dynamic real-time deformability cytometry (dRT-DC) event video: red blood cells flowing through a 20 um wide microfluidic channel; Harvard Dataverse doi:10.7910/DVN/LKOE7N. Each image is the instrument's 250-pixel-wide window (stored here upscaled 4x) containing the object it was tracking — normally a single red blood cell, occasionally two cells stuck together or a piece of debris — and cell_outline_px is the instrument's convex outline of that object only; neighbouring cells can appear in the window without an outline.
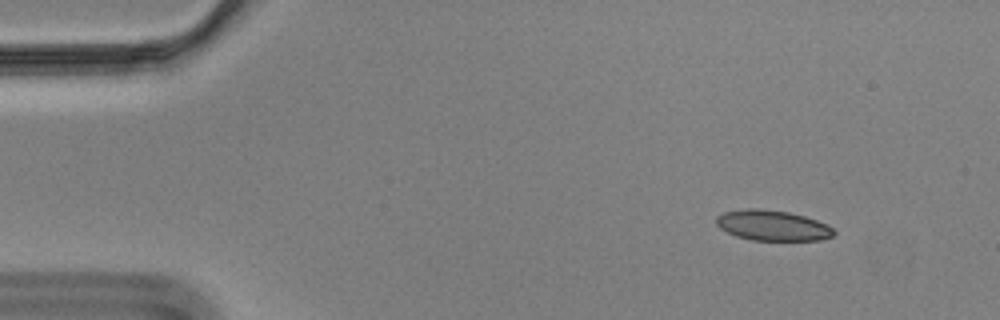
{"species": "Egyptian fruit bat (a non-hibernating species)", "species_latin": "Rousettus aegyptiacus", "temperature_condition": "cold", "stored_images_in_passage": 57, "camera_frame_rate_fps": 3000, "um_per_image_px": 0.085, "animal": {"sex": "male"}, "frame": {"image": 1, "passage_image": 6, "time_ms": 1.667, "image_size_px": [1000, 320], "cell_outline_px": [[836, 232], [832, 236], [820, 240], [752, 240], [736, 236], [720, 228], [716, 224], [716, 216], [724, 212], [748, 208], [756, 208], [788, 212], [804, 216], [816, 220], [832, 228]], "centroid_in_image_um": [65.63, 19.16], "position_along_channel_um": 19.4, "area_um2": 20.63}}
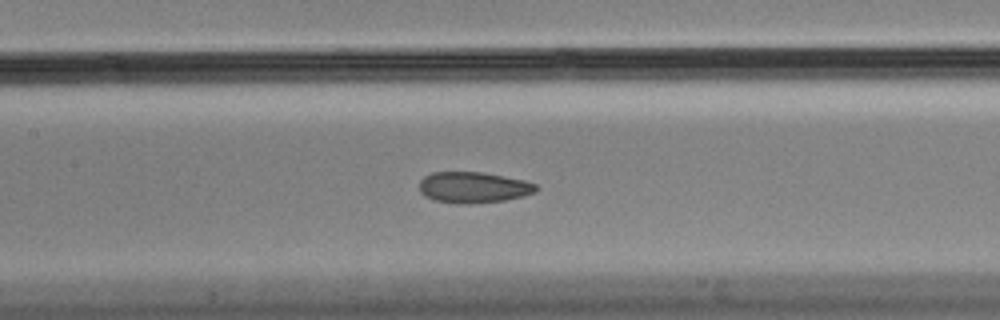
{"frame": {"image": 2, "passage_image": 26, "time_ms": 8.333, "image_size_px": [1000, 320], "cell_outline_px": [[540, 188], [536, 192], [524, 196], [504, 200], [472, 204], [464, 204], [432, 200], [424, 196], [420, 192], [420, 180], [424, 176], [432, 172], [484, 172], [524, 180], [536, 184]], "centroid_in_image_um": [40.25, 15.93], "position_along_channel_um": 167.1, "area_um2": 21.33}}
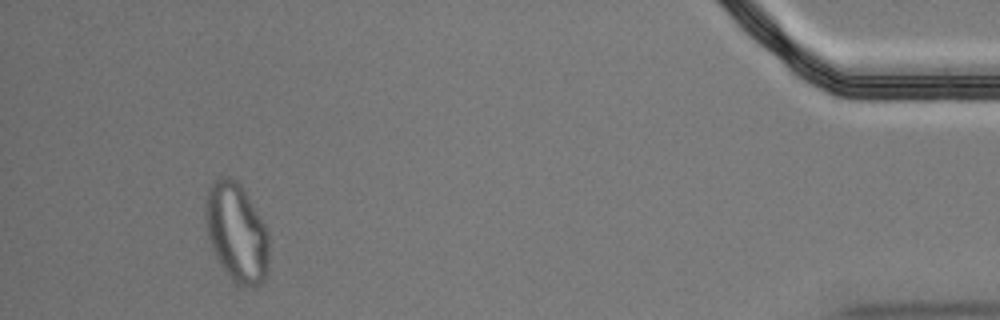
{"frame": {"image": 3, "passage_image": 53, "time_ms": 17.333, "image_size_px": [1000, 320], "cell_outline_px": [[268, 268], [264, 280], [260, 284], [252, 288], [244, 288], [236, 284], [228, 276], [216, 256], [212, 248], [208, 236], [204, 216], [204, 204], [208, 188], [220, 176], [228, 176], [236, 180], [240, 184], [264, 224], [268, 232]], "centroid_in_image_um": [20.1, 19.79], "position_along_channel_um": 415.1, "area_um2": 36.7}, "authors_computed_cell_mechanics": {"area_um2": 21.7328, "velocity_mm_per_s": 3.4906, "shape_relaxation_time_tau1_ms": null, "shape_relaxation_time_tau2_ms": 1.6844, "deformation_change_tau1": null, "deformation_change_tau2": 0.0768}}